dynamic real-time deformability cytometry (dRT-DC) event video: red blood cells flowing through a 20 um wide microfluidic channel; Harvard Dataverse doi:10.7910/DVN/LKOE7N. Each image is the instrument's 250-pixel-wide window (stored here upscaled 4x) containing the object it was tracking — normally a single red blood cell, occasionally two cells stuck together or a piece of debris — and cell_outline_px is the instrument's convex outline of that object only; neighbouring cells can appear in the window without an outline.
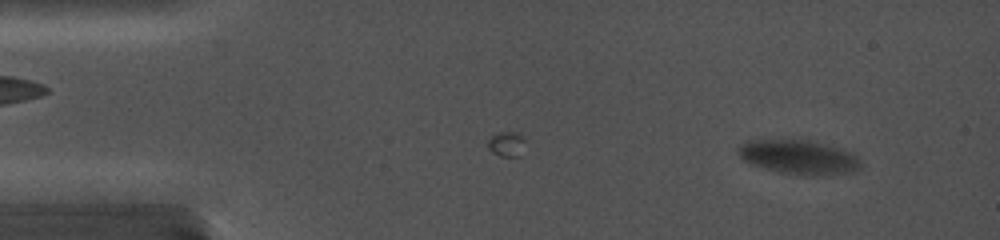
{"species": "common noctule bat (a hibernating species)", "species_latin": "Nyctalus noctula", "temperature_condition": "cold", "stored_images_in_passage": 82, "camera_frame_rate_fps": 5000, "um_per_image_px": 0.085, "animal": {"sex": "female", "body_mass_g": 19.0, "forearm_length_mm": 56.7}, "frame": {"image": 1, "passage_image": 6, "time_ms": 1.0, "image_size_px": [1000, 240], "cell_outline_px": [[860, 168], [852, 172], [816, 176], [808, 176], [780, 172], [752, 164], [744, 160], [736, 152], [736, 148], [740, 144], [748, 140], [808, 140], [840, 148], [856, 156], [860, 160]], "centroid_in_image_um": [67.87, 13.36], "position_along_channel_um": 17.1, "area_um2": 24.28}}
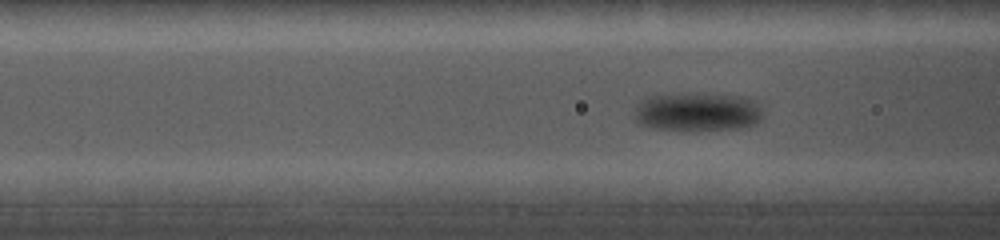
{"frame": {"image": 2, "passage_image": 33, "time_ms": 6.4, "image_size_px": [1000, 240], "cell_outline_px": [[764, 116], [756, 124], [736, 128], [696, 132], [652, 128], [636, 124], [632, 116], [632, 112], [644, 100], [660, 96], [724, 96], [744, 100], [756, 104], [760, 108]], "centroid_in_image_um": [59.2, 9.63], "position_along_channel_um": 107.4, "area_um2": 27.86}}
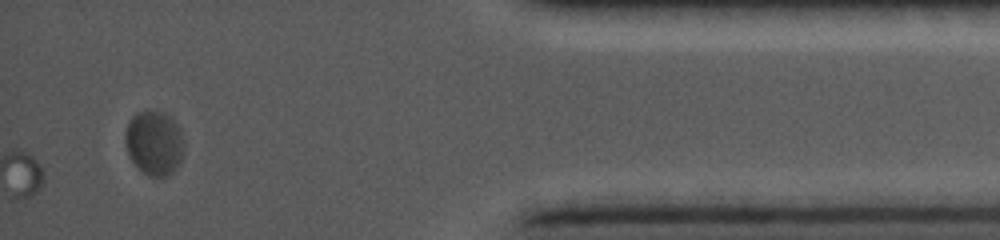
{"frame": {"image": 3, "passage_image": 82, "time_ms": 16.2, "image_size_px": [1000, 240], "cell_outline_px": [[184, 148], [180, 160], [176, 168], [168, 176], [148, 176], [128, 156], [124, 144], [124, 132], [128, 120], [136, 112], [164, 112], [172, 116], [176, 120], [180, 128], [184, 144]], "centroid_in_image_um": [13.1, 12.12], "position_along_channel_um": 422.1, "area_um2": 22.37}}